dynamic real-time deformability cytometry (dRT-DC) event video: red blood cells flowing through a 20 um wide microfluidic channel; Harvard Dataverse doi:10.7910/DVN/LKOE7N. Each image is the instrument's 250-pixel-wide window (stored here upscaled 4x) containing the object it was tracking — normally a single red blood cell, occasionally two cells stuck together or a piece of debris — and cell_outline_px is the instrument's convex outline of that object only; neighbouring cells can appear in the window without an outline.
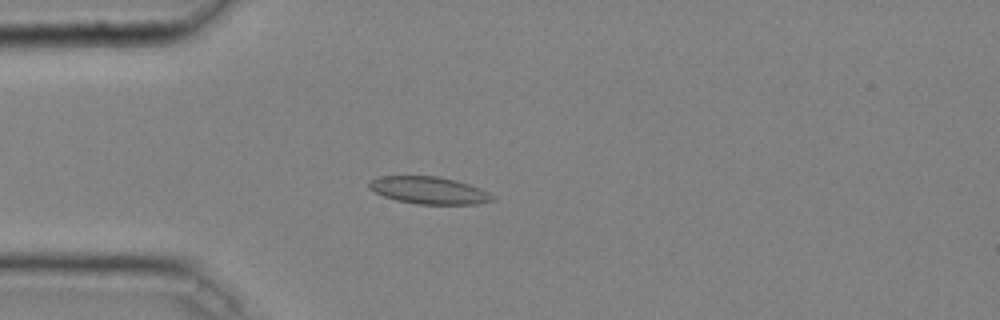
{"species": "common noctule bat (a hibernating species)", "species_latin": "Nyctalus noctula", "temperature_condition": "cold", "stored_images_in_passage": 47, "camera_frame_rate_fps": 3000, "um_per_image_px": 0.085, "animal": {"sex": "male", "body_mass_g": 20.4}, "frame": {"image": 1, "passage_image": 13, "time_ms": 4.0, "image_size_px": [1000, 320], "cell_outline_px": [[496, 200], [476, 204], [420, 204], [396, 200], [384, 196], [368, 188], [368, 180], [380, 176], [436, 176], [456, 180], [480, 188], [496, 196]], "centroid_in_image_um": [36.47, 16.17], "position_along_channel_um": 48.5, "area_um2": 19.65}}
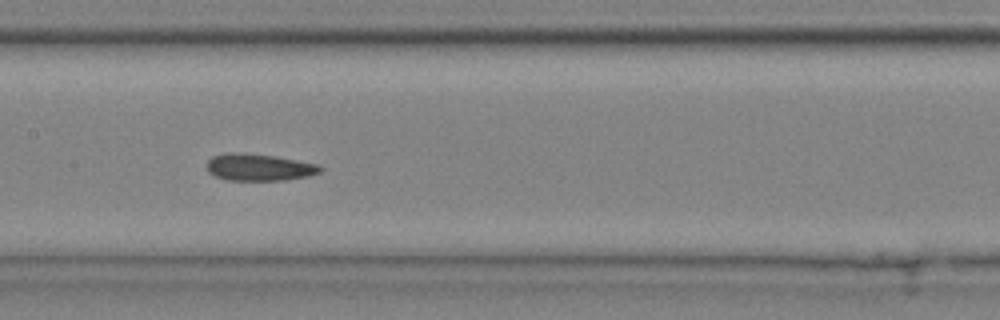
{"frame": {"image": 2, "passage_image": 24, "time_ms": 7.667, "image_size_px": [1000, 320], "cell_outline_px": [[324, 168], [320, 172], [308, 176], [284, 180], [228, 180], [216, 176], [208, 172], [208, 160], [212, 156], [224, 152], [244, 152], [276, 156], [320, 164]], "centroid_in_image_um": [22.04, 14.2], "position_along_channel_um": 185.4, "area_um2": 18.03}}
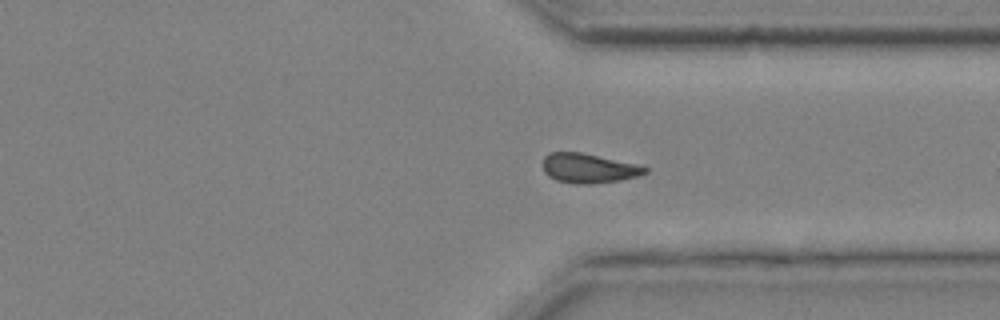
{"frame": {"image": 3, "passage_image": 37, "time_ms": 12.0, "image_size_px": [1000, 320], "cell_outline_px": [[648, 172], [640, 176], [620, 180], [592, 184], [576, 184], [556, 180], [548, 176], [544, 172], [544, 156], [548, 152], [580, 152], [636, 164], [648, 168]], "centroid_in_image_um": [50.03, 14.31], "position_along_channel_um": 361.4, "area_um2": 17.57}, "authors_computed_cell_mechanics": {"area_um2": 17.8602, "velocity_mm_per_s": 4.0445, "shape_relaxation_time_tau1_ms": 8.3901, "shape_relaxation_time_tau2_ms": 2.3181, "deformation_change_tau1": 0.1226, "deformation_change_tau2": 0.076}}